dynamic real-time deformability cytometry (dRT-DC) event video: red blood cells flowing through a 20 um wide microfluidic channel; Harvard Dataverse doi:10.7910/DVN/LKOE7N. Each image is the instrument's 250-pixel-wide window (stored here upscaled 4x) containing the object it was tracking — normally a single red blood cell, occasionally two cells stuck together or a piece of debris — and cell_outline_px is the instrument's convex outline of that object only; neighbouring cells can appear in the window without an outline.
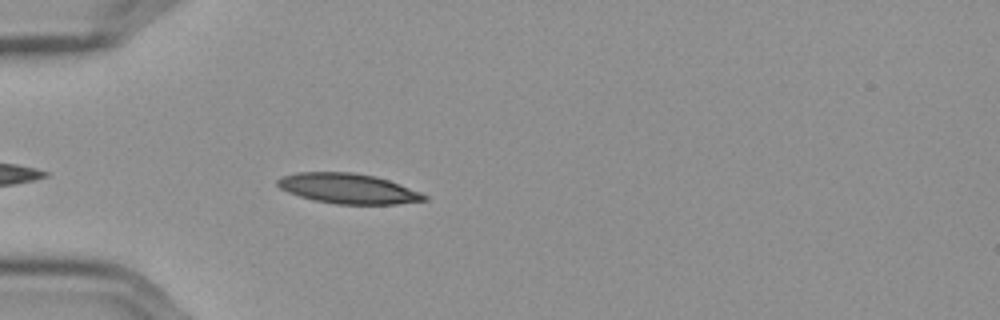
{"species": "Egyptian fruit bat (a non-hibernating species)", "species_latin": "Rousettus aegyptiacus", "temperature_condition": "cold", "stored_images_in_passage": 12, "camera_frame_rate_fps": 3000, "um_per_image_px": 0.085, "frame": {"image": 1, "passage_image": 4, "time_ms": 1.0, "image_size_px": [1000, 320], "cell_outline_px": [[428, 200], [396, 204], [336, 204], [312, 200], [288, 192], [280, 188], [276, 184], [276, 180], [280, 176], [296, 172], [352, 172], [376, 176], [400, 184], [420, 192], [428, 196]], "centroid_in_image_um": [29.56, 16.02], "position_along_channel_um": 55.4, "area_um2": 25.89}}
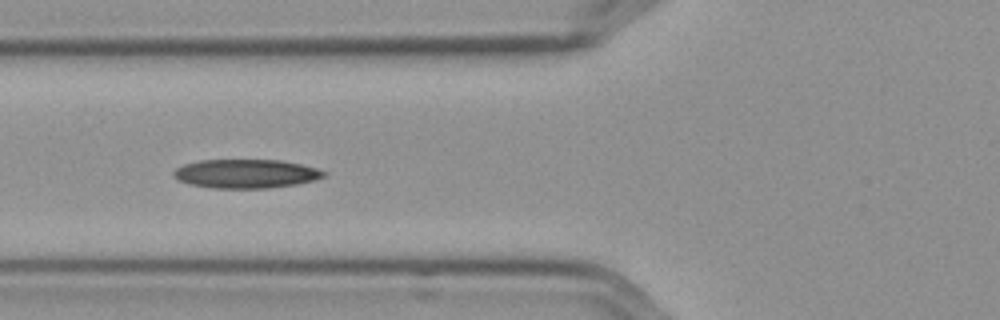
{"frame": {"image": 2, "passage_image": 9, "time_ms": 2.667, "image_size_px": [1000, 320], "cell_outline_px": [[328, 172], [324, 176], [312, 180], [296, 184], [268, 188], [212, 188], [188, 184], [176, 180], [172, 176], [172, 172], [176, 168], [184, 164], [200, 160], [280, 160], [300, 164], [316, 168]], "centroid_in_image_um": [20.84, 14.76], "position_along_channel_um": 105.0, "area_um2": 25.32}}
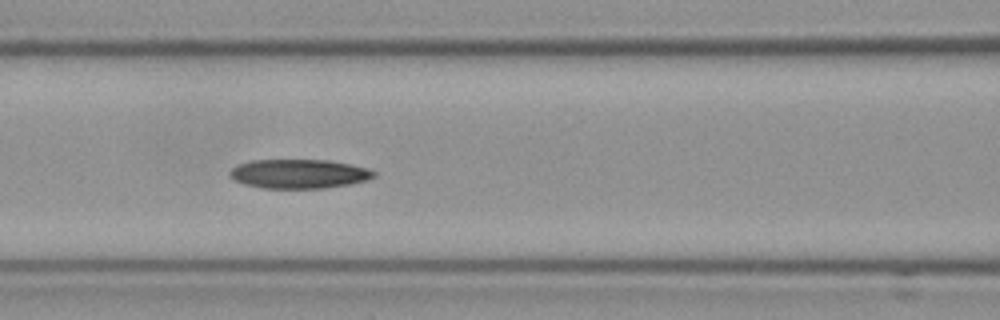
{"frame": {"image": 3, "passage_image": 12, "time_ms": 3.667, "image_size_px": [1000, 320], "cell_outline_px": [[376, 176], [368, 180], [348, 184], [324, 188], [260, 188], [244, 184], [236, 180], [228, 172], [236, 164], [252, 160], [328, 160], [368, 168], [376, 172]], "centroid_in_image_um": [25.41, 14.77], "position_along_channel_um": 141.2, "area_um2": 24.45}}